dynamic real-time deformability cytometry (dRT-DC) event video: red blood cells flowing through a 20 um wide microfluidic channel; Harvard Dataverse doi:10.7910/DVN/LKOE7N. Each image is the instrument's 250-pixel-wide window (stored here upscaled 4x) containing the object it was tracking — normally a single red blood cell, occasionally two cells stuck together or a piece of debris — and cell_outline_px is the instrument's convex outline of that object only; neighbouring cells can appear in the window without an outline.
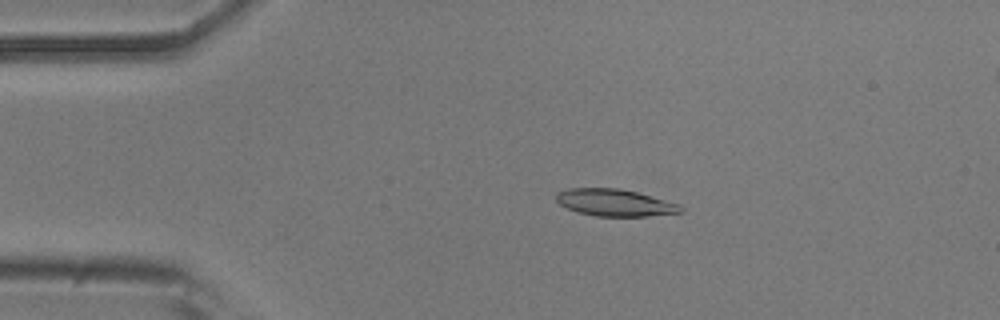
{"species": "common noctule bat (a hibernating species)", "species_latin": "Nyctalus noctula", "temperature_condition": "room temperature", "stored_images_in_passage": 54, "camera_frame_rate_fps": 3000, "um_per_image_px": 0.085, "animal": {"sex": "male", "body_mass_g": 20.5, "forearm_length_mm": 52.5}, "frame": {"image": 1, "passage_image": 11, "time_ms": 3.333, "image_size_px": [1000, 320], "cell_outline_px": [[684, 212], [648, 216], [596, 216], [580, 212], [568, 208], [560, 204], [556, 200], [556, 192], [568, 188], [620, 188], [636, 192], [680, 204], [684, 208]], "centroid_in_image_um": [52.28, 17.22], "position_along_channel_um": 32.7, "area_um2": 19.54}}
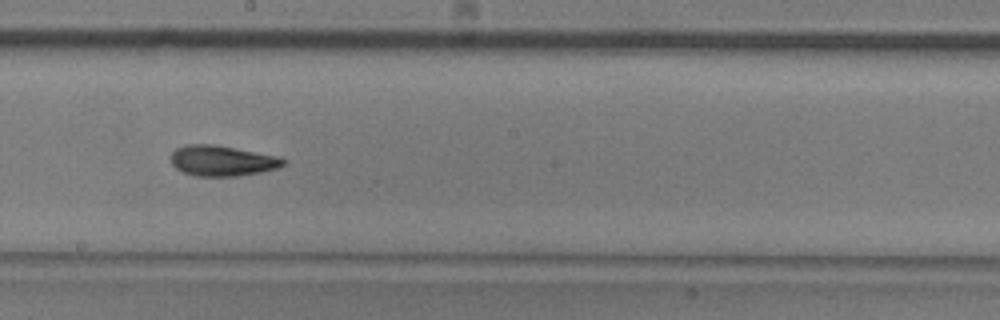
{"frame": {"image": 2, "passage_image": 30, "time_ms": 9.667, "image_size_px": [1000, 320], "cell_outline_px": [[288, 164], [280, 168], [260, 172], [236, 176], [196, 176], [184, 172], [176, 168], [172, 164], [172, 152], [176, 148], [188, 144], [212, 144], [276, 156], [288, 160]], "centroid_in_image_um": [18.92, 13.67], "position_along_channel_um": 229.3, "area_um2": 19.88}}
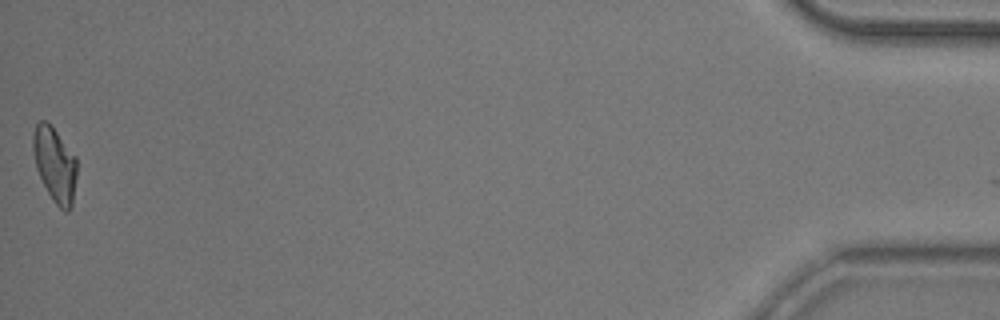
{"frame": {"image": 3, "passage_image": 54, "time_ms": 17.667, "image_size_px": [1000, 320], "cell_outline_px": [[76, 176], [72, 204], [68, 212], [64, 212], [52, 200], [36, 168], [32, 148], [32, 132], [36, 124], [40, 120], [44, 120], [56, 132], [76, 156]], "centroid_in_image_um": [4.64, 13.99], "position_along_channel_um": 430.6, "area_um2": 18.9}, "authors_computed_cell_mechanics": {"area_um2": 19.4786, "velocity_mm_per_s": 3.7497, "shape_relaxation_time_tau1_ms": 4.8289, "shape_relaxation_time_tau2_ms": 2.1999, "deformation_change_tau1": 0.1535, "deformation_change_tau2": 0.0859}}